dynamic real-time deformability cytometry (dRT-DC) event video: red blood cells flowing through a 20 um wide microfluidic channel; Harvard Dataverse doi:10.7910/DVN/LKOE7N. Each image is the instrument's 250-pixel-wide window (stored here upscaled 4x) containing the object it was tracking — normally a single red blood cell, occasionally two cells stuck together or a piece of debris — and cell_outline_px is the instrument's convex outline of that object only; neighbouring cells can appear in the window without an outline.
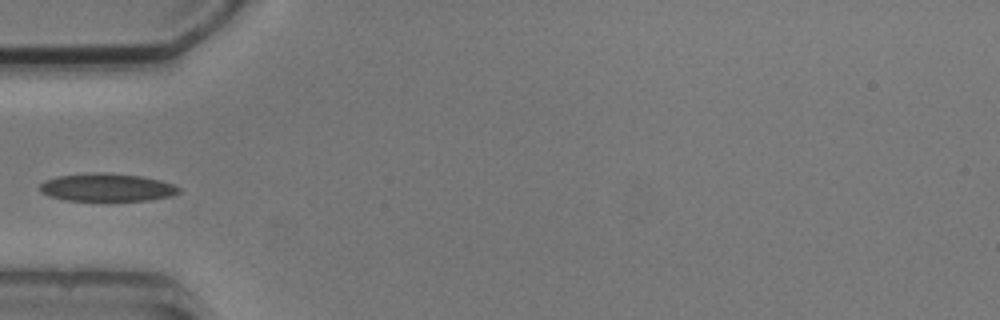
{"species": "common noctule bat (a hibernating species)", "species_latin": "Nyctalus noctula", "temperature_condition": "cold", "stored_images_in_passage": 4, "camera_frame_rate_fps": 3000, "um_per_image_px": 0.085, "animal": {"sex": "male", "body_mass_g": 20.5, "forearm_length_mm": 52.5}, "frame": {"image": 1, "passage_image": 3, "time_ms": 2.333, "image_size_px": [1000, 320], "cell_outline_px": [[180, 192], [172, 196], [148, 200], [64, 200], [48, 196], [40, 192], [40, 184], [44, 180], [56, 176], [96, 172], [108, 172], [140, 176], [160, 180], [172, 184], [180, 188]], "centroid_in_image_um": [9.06, 15.92], "position_along_channel_um": 75.9, "area_um2": 22.66}}